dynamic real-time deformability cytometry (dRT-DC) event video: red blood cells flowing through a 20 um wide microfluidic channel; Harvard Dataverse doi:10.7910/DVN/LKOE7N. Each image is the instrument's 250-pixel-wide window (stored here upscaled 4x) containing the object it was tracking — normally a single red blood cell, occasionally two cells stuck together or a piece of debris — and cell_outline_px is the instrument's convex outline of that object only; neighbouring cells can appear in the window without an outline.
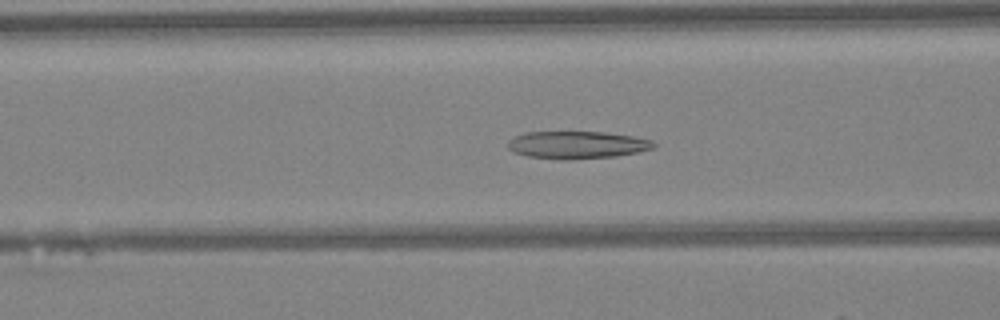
{"species": "Egyptian fruit bat (a non-hibernating species)", "species_latin": "Rousettus aegyptiacus", "temperature_condition": "warm", "stored_images_in_passage": 47, "camera_frame_rate_fps": 3000, "um_per_image_px": 0.085, "animal": {"sex": "female"}, "frame": {"image": 1, "passage_image": 18, "time_ms": 5.667, "image_size_px": [1000, 320], "cell_outline_px": [[656, 144], [652, 148], [636, 152], [616, 156], [572, 160], [560, 160], [528, 156], [512, 152], [508, 148], [508, 140], [524, 132], [604, 132], [632, 136], [652, 140]], "centroid_in_image_um": [49.01, 12.32], "position_along_channel_um": 117.6, "area_um2": 23.41}}
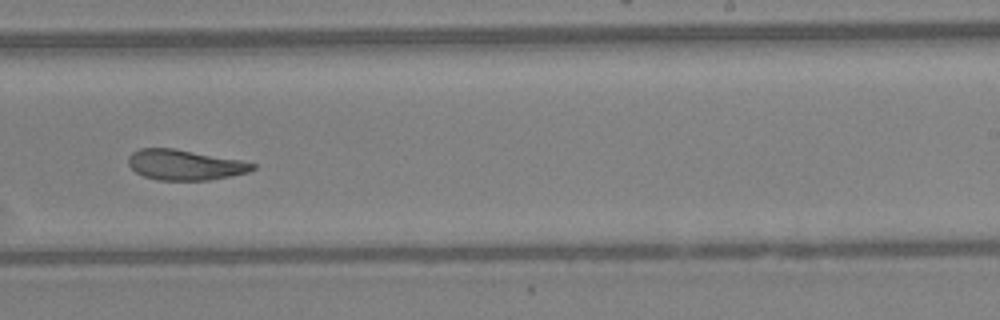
{"frame": {"image": 2, "passage_image": 29, "time_ms": 9.333, "image_size_px": [1000, 320], "cell_outline_px": [[256, 168], [248, 172], [208, 180], [160, 180], [144, 176], [136, 172], [128, 164], [128, 156], [132, 152], [140, 148], [172, 148], [240, 160], [256, 164]], "centroid_in_image_um": [15.68, 14.01], "position_along_channel_um": 273.3, "area_um2": 21.73}}
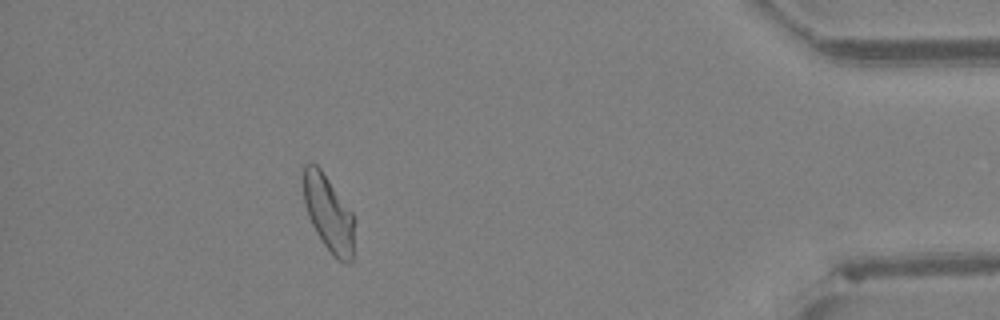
{"frame": {"image": 3, "passage_image": 42, "time_ms": 13.667, "image_size_px": [1000, 320], "cell_outline_px": [[352, 264], [344, 264], [324, 244], [316, 232], [308, 216], [304, 204], [304, 164], [312, 160], [320, 168], [352, 212]], "centroid_in_image_um": [27.89, 18.09], "position_along_channel_um": 407.3, "area_um2": 21.96}, "authors_computed_cell_mechanics": {"area_um2": 23.7558, "velocity_mm_per_s": 4.281, "shape_relaxation_time_tau1_ms": null, "shape_relaxation_time_tau2_ms": 3.8306, "deformation_change_tau1": null, "deformation_change_tau2": 0.1132}}